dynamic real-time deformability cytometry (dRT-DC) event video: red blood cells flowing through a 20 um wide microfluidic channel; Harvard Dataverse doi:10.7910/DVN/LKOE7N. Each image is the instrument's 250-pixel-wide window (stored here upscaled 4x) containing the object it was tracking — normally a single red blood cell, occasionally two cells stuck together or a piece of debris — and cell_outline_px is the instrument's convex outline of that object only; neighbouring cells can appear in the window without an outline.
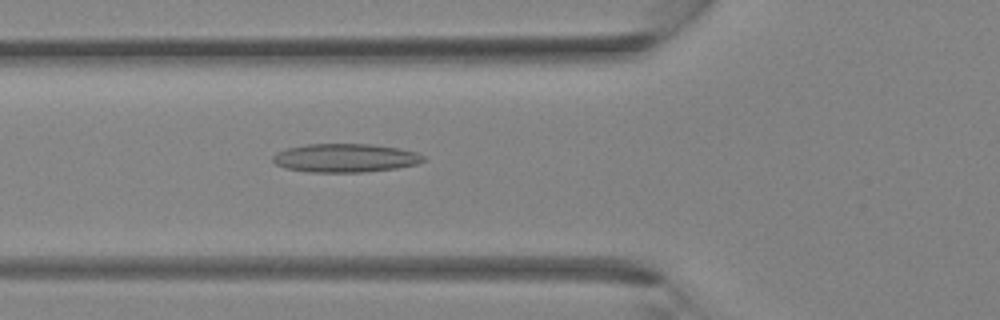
{"species": "Egyptian fruit bat (a non-hibernating species)", "species_latin": "Rousettus aegyptiacus", "temperature_condition": "room temperature", "stored_images_in_passage": 25, "camera_frame_rate_fps": 3000, "um_per_image_px": 0.085, "animal": {"sex": "female"}, "frame": {"image": 1, "passage_image": 14, "time_ms": 4.333, "image_size_px": [1000, 320], "cell_outline_px": [[428, 160], [416, 164], [396, 168], [364, 172], [308, 172], [284, 168], [276, 164], [272, 160], [272, 156], [276, 152], [288, 148], [308, 144], [372, 144], [400, 148], [416, 152], [424, 156]], "centroid_in_image_um": [29.36, 13.43], "position_along_channel_um": 96.4, "area_um2": 25.2}}
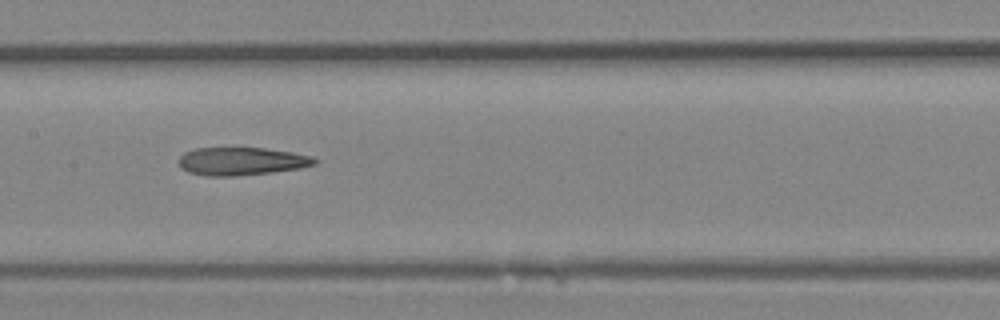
{"frame": {"image": 2, "passage_image": 19, "time_ms": 6.0, "image_size_px": [1000, 320], "cell_outline_px": [[320, 160], [316, 164], [300, 168], [272, 172], [236, 176], [204, 176], [188, 172], [180, 168], [180, 156], [184, 152], [192, 148], [264, 148], [292, 152], [312, 156]], "centroid_in_image_um": [20.53, 13.71], "position_along_channel_um": 186.9, "area_um2": 22.31}}
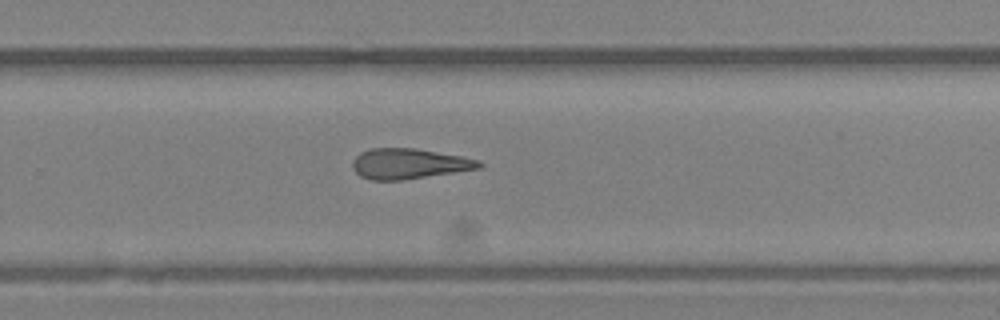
{"frame": {"image": 3, "passage_image": 25, "time_ms": 8.0, "image_size_px": [1000, 320], "cell_outline_px": [[484, 164], [480, 168], [404, 180], [372, 180], [360, 176], [352, 168], [352, 160], [360, 152], [372, 148], [416, 148], [460, 156], [480, 160]], "centroid_in_image_um": [34.75, 13.91], "position_along_channel_um": 295.1, "area_um2": 22.43}}